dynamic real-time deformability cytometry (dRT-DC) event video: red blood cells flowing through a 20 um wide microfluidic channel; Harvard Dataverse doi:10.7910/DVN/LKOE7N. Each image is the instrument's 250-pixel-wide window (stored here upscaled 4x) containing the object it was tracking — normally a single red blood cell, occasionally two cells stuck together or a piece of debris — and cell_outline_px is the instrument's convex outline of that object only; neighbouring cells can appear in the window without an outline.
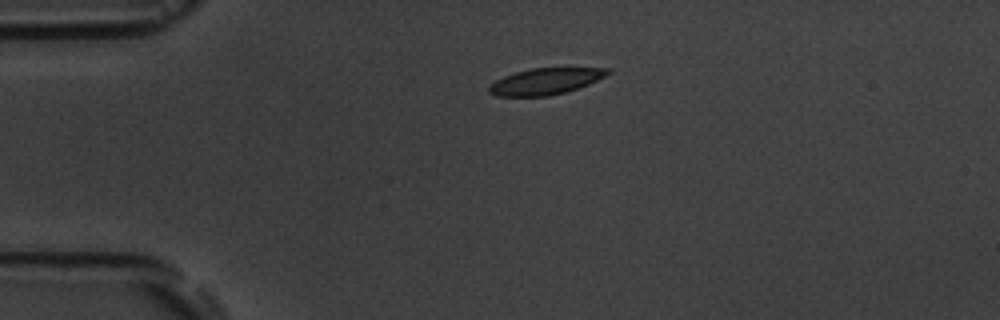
{"species": "common noctule bat (a hibernating species)", "species_latin": "Nyctalus noctula", "temperature_condition": "room temperature", "stored_images_in_passage": 2, "camera_frame_rate_fps": 3000, "um_per_image_px": 0.085, "animal": {"sex": "male", "body_mass_g": 19.5, "forearm_length_mm": 54.6}, "frame": {"image": 1, "passage_image": 1, "time_ms": 0.0, "image_size_px": [1000, 320], "cell_outline_px": [[612, 72], [588, 84], [564, 92], [548, 96], [496, 96], [488, 92], [488, 84], [504, 76], [516, 72], [532, 68], [608, 68]], "centroid_in_image_um": [46.31, 6.91], "position_along_channel_um": 38.7, "area_um2": 18.03}}